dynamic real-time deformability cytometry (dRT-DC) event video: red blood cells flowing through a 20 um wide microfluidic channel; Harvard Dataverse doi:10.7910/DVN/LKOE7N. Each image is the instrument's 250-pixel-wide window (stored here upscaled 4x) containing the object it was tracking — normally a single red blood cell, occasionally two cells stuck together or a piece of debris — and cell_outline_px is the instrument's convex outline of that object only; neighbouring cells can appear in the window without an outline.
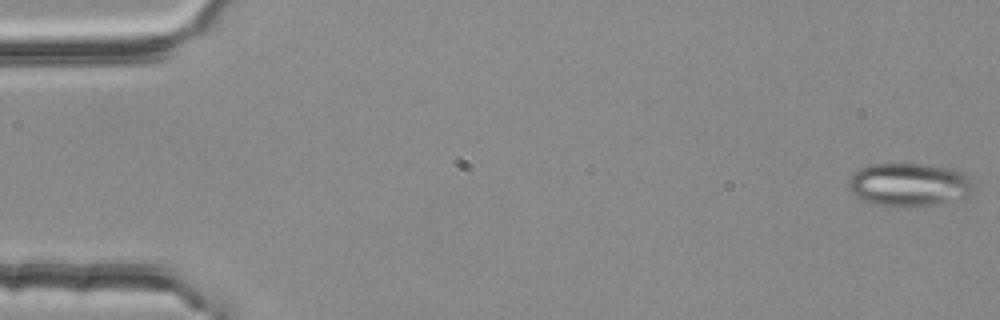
{"species": "common noctule bat (a hibernating species)", "species_latin": "Nyctalus noctula", "temperature_condition": "room temperature", "stored_images_in_passage": 5, "camera_frame_rate_fps": 3000, "um_per_image_px": 0.085, "animal": {"sex": "female", "body_mass_g": 25.1}, "frame": {"image": 1, "passage_image": 1, "time_ms": 0.0, "image_size_px": [1000, 320], "cell_outline_px": [[972, 192], [968, 196], [940, 204], [908, 208], [904, 208], [876, 204], [864, 200], [856, 196], [848, 188], [848, 180], [852, 172], [856, 168], [872, 164], [924, 164], [956, 168], [968, 172], [972, 188]], "centroid_in_image_um": [77.29, 15.69], "position_along_channel_um": 7.7, "area_um2": 32.31}}